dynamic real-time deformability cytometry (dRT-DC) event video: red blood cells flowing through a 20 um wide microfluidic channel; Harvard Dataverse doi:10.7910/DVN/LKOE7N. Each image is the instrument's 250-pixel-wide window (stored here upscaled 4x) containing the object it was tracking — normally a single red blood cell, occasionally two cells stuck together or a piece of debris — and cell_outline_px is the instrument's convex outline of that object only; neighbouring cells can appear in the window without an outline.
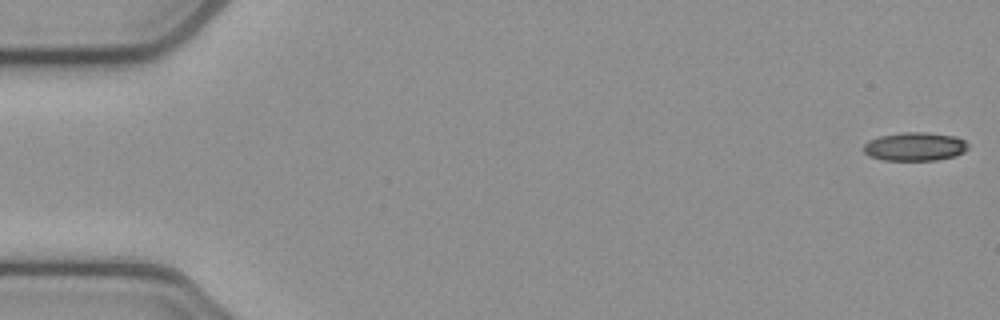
{"species": "common noctule bat (a hibernating species)", "species_latin": "Nyctalus noctula", "temperature_condition": "cold", "stored_images_in_passage": 53, "camera_frame_rate_fps": 3000, "um_per_image_px": 0.085, "animal": {"sex": "female", "body_mass_g": 21.9}, "frame": {"image": 1, "passage_image": 1, "time_ms": 0.0, "image_size_px": [1000, 320], "cell_outline_px": [[968, 148], [964, 152], [956, 156], [936, 160], [884, 160], [868, 156], [864, 152], [864, 144], [868, 140], [880, 136], [904, 132], [928, 132], [956, 136], [964, 140], [968, 144]], "centroid_in_image_um": [77.78, 12.46], "position_along_channel_um": 7.2, "area_um2": 17.51}}
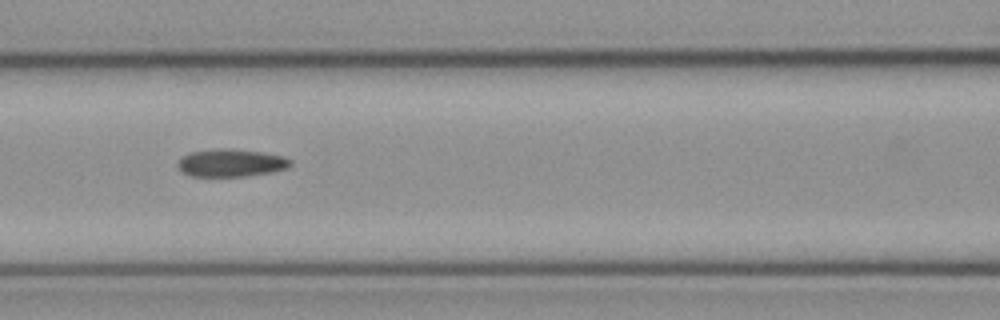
{"frame": {"image": 2, "passage_image": 23, "time_ms": 7.333, "image_size_px": [1000, 320], "cell_outline_px": [[292, 164], [288, 168], [272, 172], [248, 176], [192, 176], [180, 172], [176, 164], [188, 152], [220, 148], [228, 148], [260, 152], [284, 156], [292, 160]], "centroid_in_image_um": [19.64, 13.85], "position_along_channel_um": 147.0, "area_um2": 18.32}}
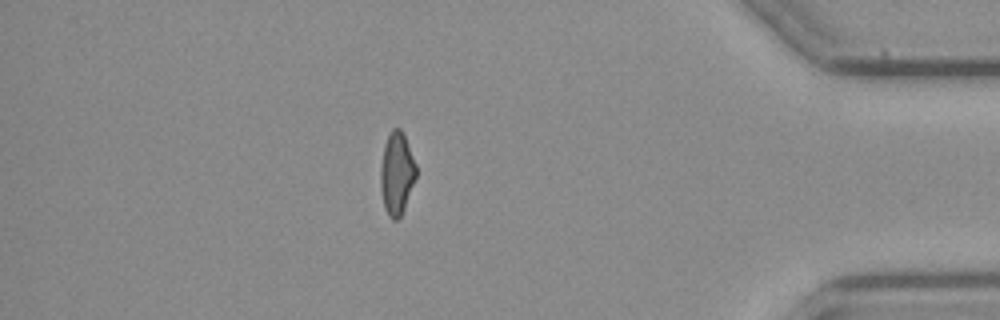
{"frame": {"image": 3, "passage_image": 46, "time_ms": 15.0, "image_size_px": [1000, 320], "cell_outline_px": [[416, 176], [404, 208], [400, 216], [396, 220], [392, 220], [388, 216], [384, 208], [380, 188], [380, 168], [384, 144], [392, 128], [400, 128], [404, 136], [416, 164]], "centroid_in_image_um": [33.7, 14.75], "position_along_channel_um": 401.5, "area_um2": 16.99}, "authors_computed_cell_mechanics": {"area_um2": 18.0336, "velocity_mm_per_s": 3.8721, "shape_relaxation_time_tau1_ms": null, "shape_relaxation_time_tau2_ms": 3.3904, "deformation_change_tau1": null, "deformation_change_tau2": 0.1041}}